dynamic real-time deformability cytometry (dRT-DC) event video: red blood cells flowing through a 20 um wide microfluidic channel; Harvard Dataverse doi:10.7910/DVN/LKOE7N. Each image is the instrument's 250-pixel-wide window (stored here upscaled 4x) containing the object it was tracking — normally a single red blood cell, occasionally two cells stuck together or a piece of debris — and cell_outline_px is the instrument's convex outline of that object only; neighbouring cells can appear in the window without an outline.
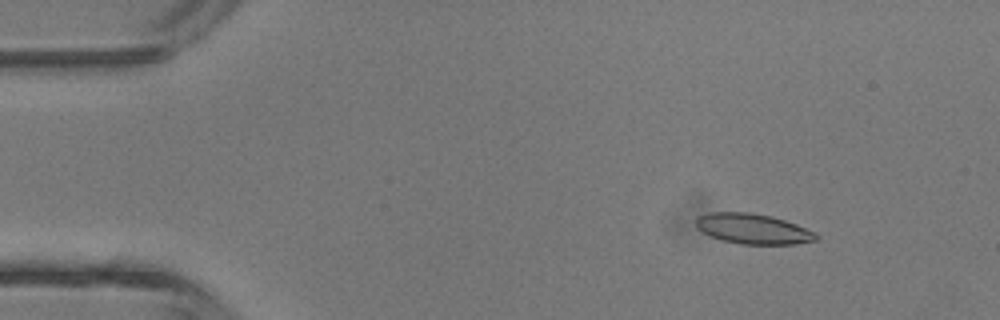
{"species": "common noctule bat (a hibernating species)", "species_latin": "Nyctalus noctula", "temperature_condition": "room temperature", "stored_images_in_passage": 43, "camera_frame_rate_fps": 3000, "um_per_image_px": 0.085, "animal": {"sex": "male", "body_mass_g": 13.3}, "frame": {"image": 1, "passage_image": 5, "time_ms": 1.333, "image_size_px": [1000, 320], "cell_outline_px": [[820, 236], [816, 240], [796, 244], [740, 244], [720, 240], [696, 228], [696, 216], [712, 212], [748, 212], [772, 216], [796, 224], [816, 232]], "centroid_in_image_um": [64.01, 19.45], "position_along_channel_um": 21.0, "area_um2": 21.27}}
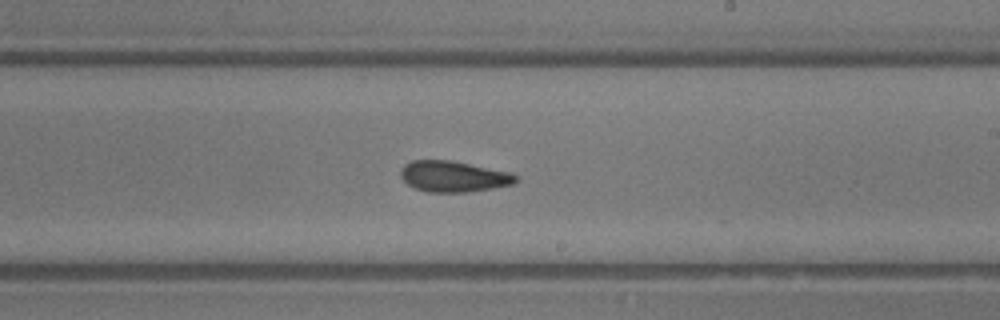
{"frame": {"image": 2, "passage_image": 25, "time_ms": 8.0, "image_size_px": [1000, 320], "cell_outline_px": [[516, 180], [512, 184], [492, 188], [468, 192], [428, 192], [416, 188], [408, 184], [400, 176], [400, 172], [404, 164], [412, 160], [452, 160], [508, 172], [516, 176]], "centroid_in_image_um": [38.5, 14.99], "position_along_channel_um": 250.5, "area_um2": 20.52}}
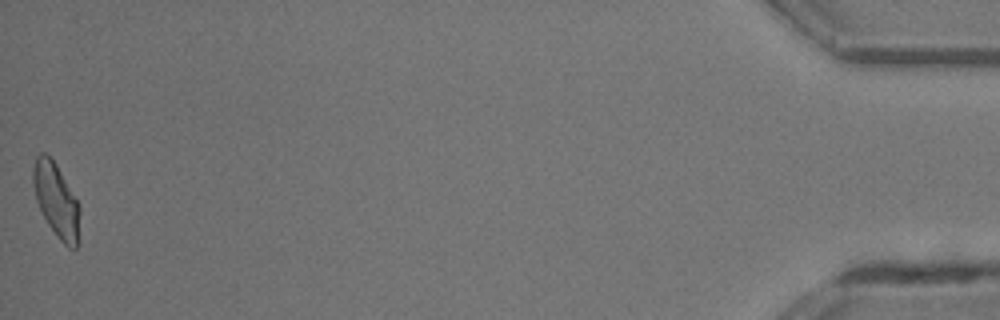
{"frame": {"image": 3, "passage_image": 43, "time_ms": 14.0, "image_size_px": [1000, 320], "cell_outline_px": [[80, 244], [76, 248], [68, 248], [56, 236], [48, 224], [36, 200], [32, 184], [32, 168], [36, 156], [40, 152], [44, 152], [56, 164], [80, 204]], "centroid_in_image_um": [4.81, 17.06], "position_along_channel_um": 430.4, "area_um2": 20.52}, "authors_computed_cell_mechanics": {"area_um2": 20.9236, "velocity_mm_per_s": 4.7205, "shape_relaxation_time_tau1_ms": 6.5479, "shape_relaxation_time_tau2_ms": 2.9419, "deformation_change_tau1": 0.166, "deformation_change_tau2": 0.0988}}